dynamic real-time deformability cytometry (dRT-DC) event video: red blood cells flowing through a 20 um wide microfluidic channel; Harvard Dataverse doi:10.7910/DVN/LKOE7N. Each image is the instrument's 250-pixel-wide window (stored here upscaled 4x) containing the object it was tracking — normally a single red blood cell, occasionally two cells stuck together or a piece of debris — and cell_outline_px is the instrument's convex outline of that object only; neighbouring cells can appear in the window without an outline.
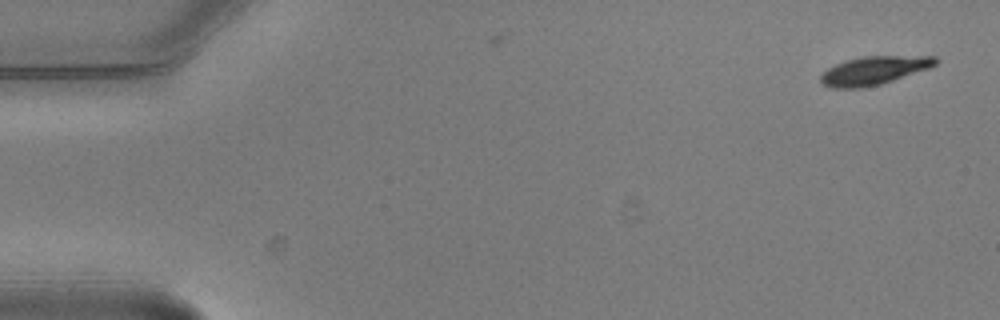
{"species": "common noctule bat (a hibernating species)", "species_latin": "Nyctalus noctula", "temperature_condition": "warm", "stored_images_in_passage": 4, "camera_frame_rate_fps": 3000, "um_per_image_px": 0.085, "animal": {"sex": "male", "body_mass_g": 20.5, "forearm_length_mm": 52.5}, "frame": {"image": 1, "passage_image": 1, "time_ms": 0.0, "image_size_px": [1000, 320], "cell_outline_px": [[940, 60], [936, 64], [928, 68], [880, 84], [860, 88], [832, 88], [824, 84], [820, 80], [820, 76], [828, 68], [844, 60], [864, 56], [936, 56]], "centroid_in_image_um": [74.28, 5.98], "position_along_channel_um": 10.7, "area_um2": 18.79}}